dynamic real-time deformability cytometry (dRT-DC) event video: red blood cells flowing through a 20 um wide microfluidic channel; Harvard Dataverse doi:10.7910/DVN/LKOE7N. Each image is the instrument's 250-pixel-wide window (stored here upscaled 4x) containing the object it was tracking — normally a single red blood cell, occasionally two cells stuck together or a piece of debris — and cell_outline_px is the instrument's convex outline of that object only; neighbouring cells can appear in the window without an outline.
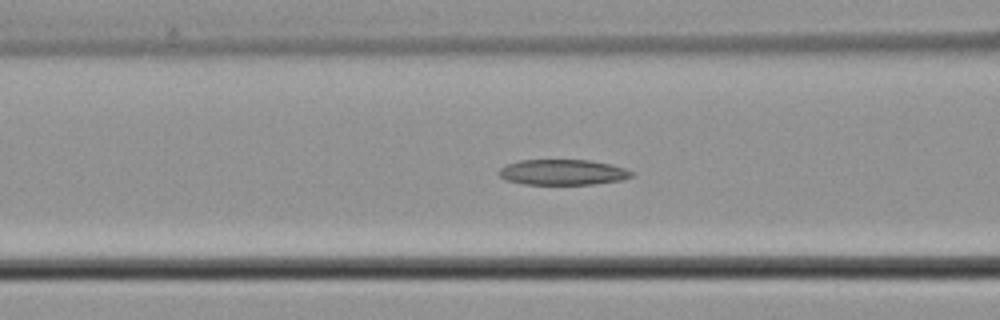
{"species": "common noctule bat (a hibernating species)", "species_latin": "Nyctalus noctula", "temperature_condition": "cold", "stored_images_in_passage": 40, "camera_frame_rate_fps": 3000, "um_per_image_px": 0.085, "animal": {"sex": "male", "body_mass_g": 21.5, "forearm_length_mm": 52.0}, "frame": {"image": 1, "passage_image": 22, "time_ms": 7.0, "image_size_px": [1000, 320], "cell_outline_px": [[636, 172], [632, 176], [620, 180], [592, 184], [524, 184], [504, 180], [496, 172], [500, 168], [508, 164], [520, 160], [588, 160], [612, 164]], "centroid_in_image_um": [47.82, 14.64], "position_along_channel_um": 118.8, "area_um2": 19.77}}
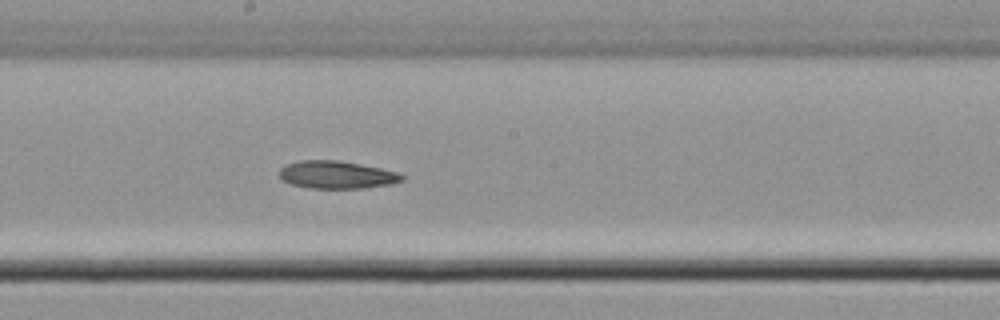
{"frame": {"image": 2, "passage_image": 30, "time_ms": 9.667, "image_size_px": [1000, 320], "cell_outline_px": [[404, 180], [392, 184], [364, 188], [308, 188], [292, 184], [280, 180], [280, 168], [284, 164], [300, 160], [340, 160], [380, 168], [396, 172], [404, 176]], "centroid_in_image_um": [28.59, 14.85], "position_along_channel_um": 219.6, "area_um2": 19.88}}
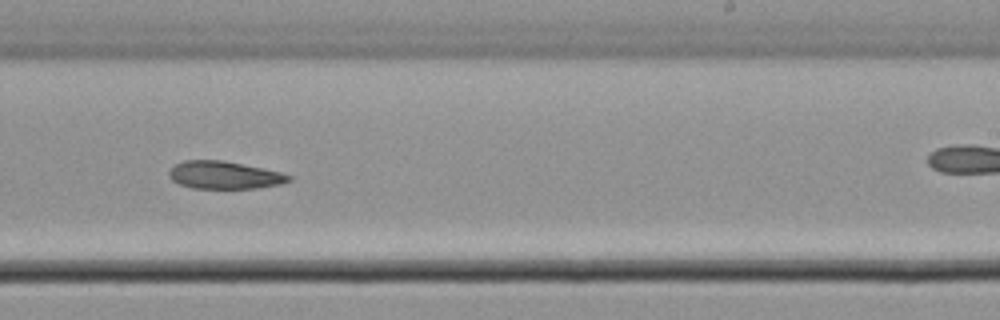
{"frame": {"image": 3, "passage_image": 34, "time_ms": 11.0, "image_size_px": [1000, 320], "cell_outline_px": [[292, 180], [280, 184], [256, 188], [192, 188], [180, 184], [172, 180], [168, 176], [168, 172], [176, 164], [184, 160], [224, 160], [280, 172], [292, 176]], "centroid_in_image_um": [19.06, 14.88], "position_along_channel_um": 269.9, "area_um2": 19.19}}